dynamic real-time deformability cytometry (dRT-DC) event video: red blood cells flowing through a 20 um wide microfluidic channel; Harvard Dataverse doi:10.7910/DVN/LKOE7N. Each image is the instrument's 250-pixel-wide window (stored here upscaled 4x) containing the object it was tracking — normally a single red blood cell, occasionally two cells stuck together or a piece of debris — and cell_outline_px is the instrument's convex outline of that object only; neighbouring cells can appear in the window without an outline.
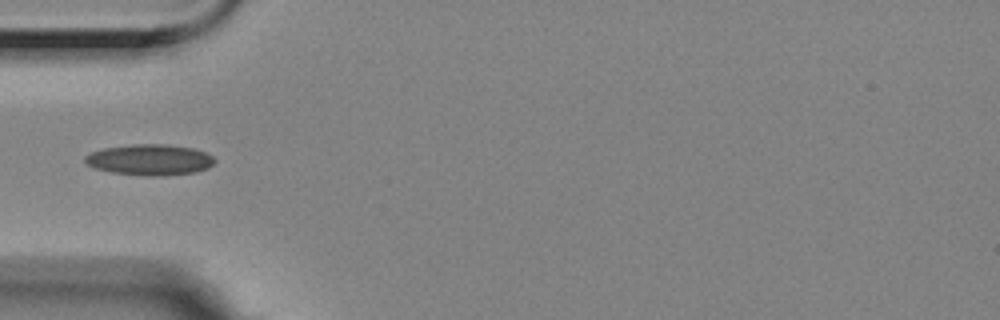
{"species": "Egyptian fruit bat (a non-hibernating species)", "species_latin": "Rousettus aegyptiacus", "temperature_condition": "room temperature", "stored_images_in_passage": 35, "camera_frame_rate_fps": 3000, "um_per_image_px": 0.085, "animal": {"sex": "female"}, "frame": {"image": 1, "passage_image": 1, "time_ms": 0.0, "image_size_px": [1000, 320], "cell_outline_px": [[216, 160], [208, 168], [192, 172], [164, 176], [148, 176], [112, 172], [96, 168], [88, 164], [84, 160], [84, 156], [92, 152], [104, 148], [132, 144], [168, 144], [192, 148], [204, 152], [212, 156]], "centroid_in_image_um": [12.73, 13.57], "position_along_channel_um": 72.3, "area_um2": 23.18}}
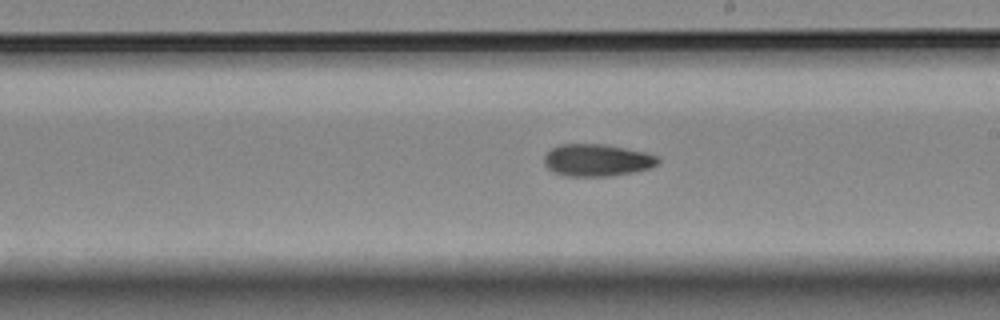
{"frame": {"image": 2, "passage_image": 15, "time_ms": 4.667, "image_size_px": [1000, 320], "cell_outline_px": [[660, 160], [652, 168], [632, 172], [608, 176], [564, 176], [552, 172], [544, 164], [544, 156], [552, 148], [560, 144], [604, 144], [644, 152], [656, 156]], "centroid_in_image_um": [50.71, 13.62], "position_along_channel_um": 238.3, "area_um2": 21.27}}
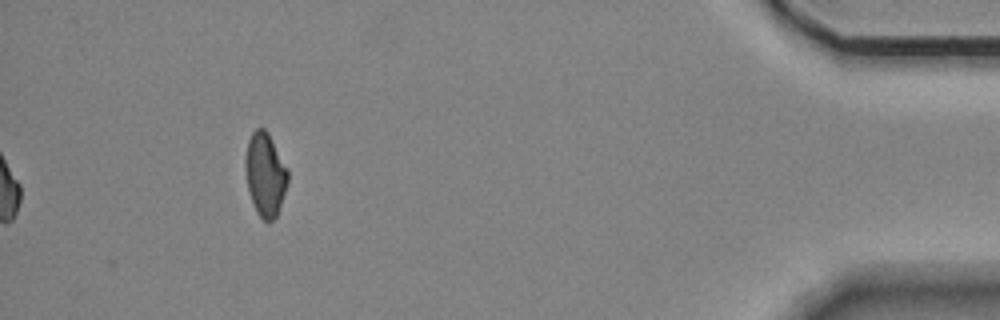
{"frame": {"image": 3, "passage_image": 35, "time_ms": 11.333, "image_size_px": [1000, 320], "cell_outline_px": [[288, 184], [276, 216], [272, 220], [264, 220], [256, 212], [248, 188], [244, 168], [244, 160], [248, 140], [252, 132], [256, 128], [264, 128], [268, 132], [288, 168]], "centroid_in_image_um": [22.54, 14.78], "position_along_channel_um": 412.7, "area_um2": 20.69}}